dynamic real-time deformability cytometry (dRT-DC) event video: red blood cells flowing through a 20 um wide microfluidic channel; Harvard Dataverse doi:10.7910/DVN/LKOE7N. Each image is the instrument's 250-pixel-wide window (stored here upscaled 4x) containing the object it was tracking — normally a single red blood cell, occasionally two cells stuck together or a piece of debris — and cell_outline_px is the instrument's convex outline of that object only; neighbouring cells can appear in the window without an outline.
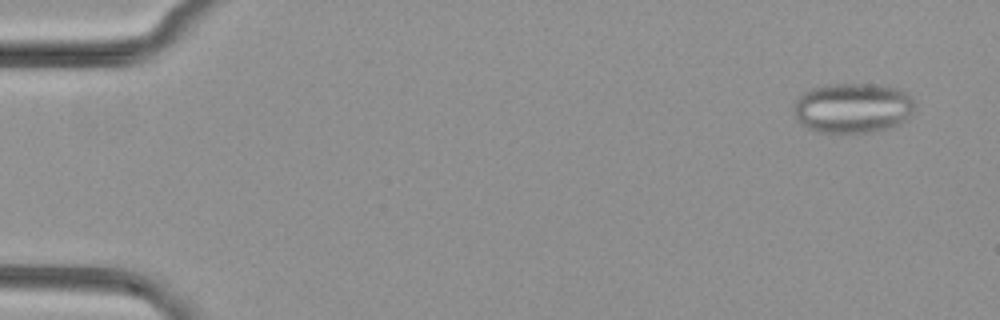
{"species": "common noctule bat (a hibernating species)", "species_latin": "Nyctalus noctula", "temperature_condition": "cold", "stored_images_in_passage": 53, "camera_frame_rate_fps": 3000, "um_per_image_px": 0.085, "animal": {"sex": "female", "body_mass_g": 29.2, "forearm_length_mm": 56.3}, "frame": {"image": 1, "passage_image": 3, "time_ms": 0.667, "image_size_px": [1000, 320], "cell_outline_px": [[912, 116], [908, 120], [892, 128], [872, 132], [816, 132], [808, 128], [796, 116], [792, 108], [796, 100], [804, 92], [812, 88], [828, 84], [872, 84], [896, 88], [912, 96]], "centroid_in_image_um": [72.51, 9.18], "position_along_channel_um": 12.5, "area_um2": 35.32}}
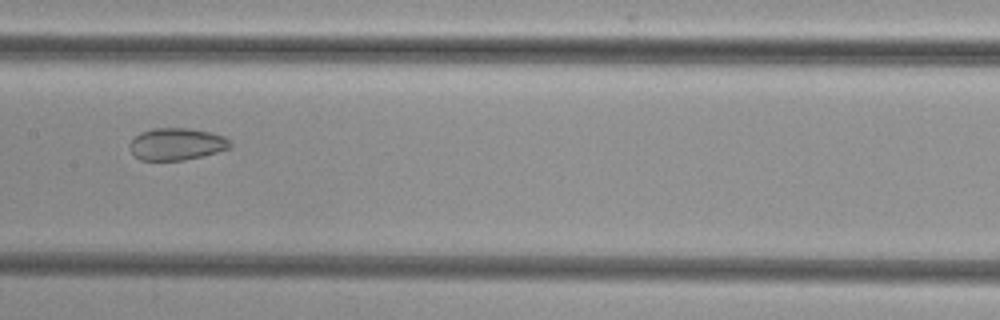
{"frame": {"image": 2, "passage_image": 27, "time_ms": 8.667, "image_size_px": [1000, 320], "cell_outline_px": [[232, 148], [184, 160], [140, 160], [132, 152], [132, 140], [140, 132], [152, 128], [188, 128], [208, 132], [224, 136], [232, 144]], "centroid_in_image_um": [15.04, 12.24], "position_along_channel_um": 192.4, "area_um2": 18.5}}
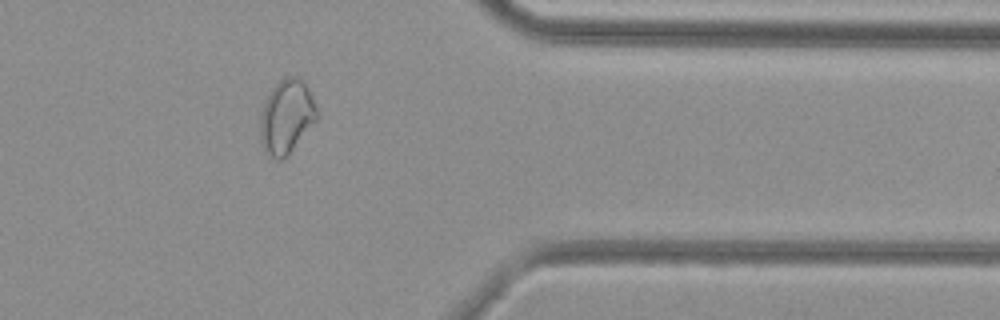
{"frame": {"image": 3, "passage_image": 43, "time_ms": 14.0, "image_size_px": [1000, 320], "cell_outline_px": [[320, 116], [292, 148], [280, 160], [276, 160], [264, 148], [260, 140], [260, 112], [272, 88], [284, 76], [300, 76], [304, 80], [316, 104]], "centroid_in_image_um": [24.37, 9.84], "position_along_channel_um": 387.0, "area_um2": 24.22}}